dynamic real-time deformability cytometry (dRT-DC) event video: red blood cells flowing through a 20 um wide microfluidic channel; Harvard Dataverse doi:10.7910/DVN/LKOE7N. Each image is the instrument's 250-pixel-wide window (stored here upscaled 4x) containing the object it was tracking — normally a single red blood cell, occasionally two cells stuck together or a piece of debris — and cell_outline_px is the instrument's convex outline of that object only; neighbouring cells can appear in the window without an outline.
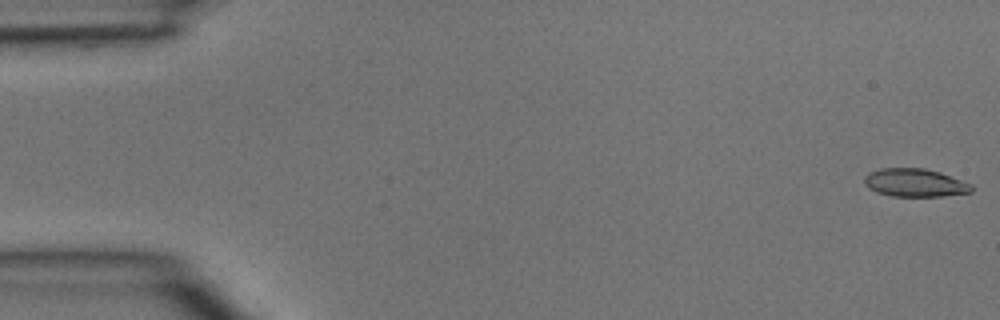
{"species": "common noctule bat (a hibernating species)", "species_latin": "Nyctalus noctula", "temperature_condition": "room temperature", "stored_images_in_passage": 46, "camera_frame_rate_fps": 3000, "um_per_image_px": 0.085, "animal": {"sex": "male", "body_mass_g": 15.6}, "frame": {"image": 1, "passage_image": 1, "time_ms": 0.0, "image_size_px": [1000, 320], "cell_outline_px": [[972, 192], [940, 196], [892, 196], [876, 192], [868, 188], [864, 184], [864, 176], [868, 172], [880, 168], [924, 168], [940, 172], [972, 184]], "centroid_in_image_um": [77.73, 15.52], "position_along_channel_um": 7.3, "area_um2": 17.63}}
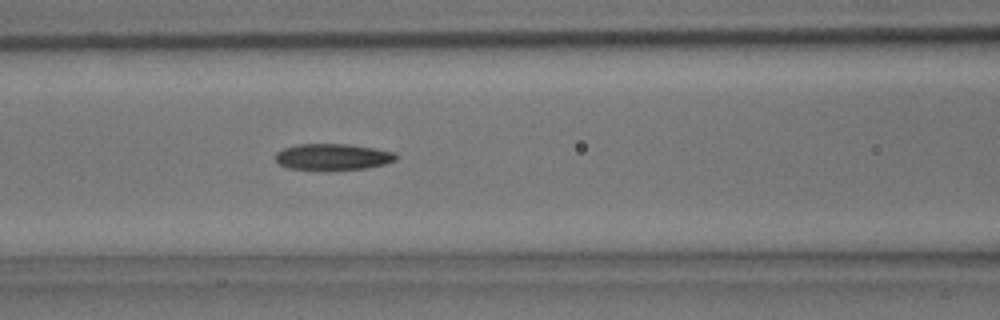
{"frame": {"image": 2, "passage_image": 19, "time_ms": 6.0, "image_size_px": [1000, 320], "cell_outline_px": [[396, 160], [384, 164], [364, 168], [288, 168], [280, 164], [276, 160], [276, 152], [284, 148], [300, 144], [348, 144], [396, 152]], "centroid_in_image_um": [28.3, 13.3], "position_along_channel_um": 138.3, "area_um2": 17.74}}
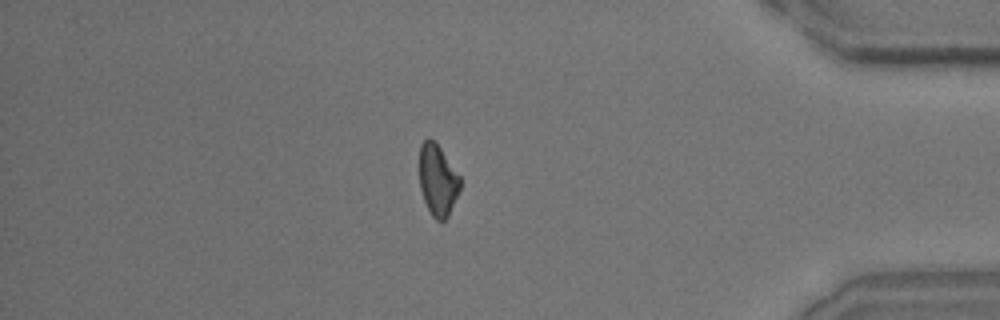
{"frame": {"image": 3, "passage_image": 39, "time_ms": 12.667, "image_size_px": [1000, 320], "cell_outline_px": [[460, 188], [448, 216], [444, 220], [436, 220], [432, 216], [424, 200], [420, 188], [420, 144], [428, 136], [440, 148], [460, 176]], "centroid_in_image_um": [37.2, 15.3], "position_along_channel_um": 398.0, "area_um2": 16.65}}